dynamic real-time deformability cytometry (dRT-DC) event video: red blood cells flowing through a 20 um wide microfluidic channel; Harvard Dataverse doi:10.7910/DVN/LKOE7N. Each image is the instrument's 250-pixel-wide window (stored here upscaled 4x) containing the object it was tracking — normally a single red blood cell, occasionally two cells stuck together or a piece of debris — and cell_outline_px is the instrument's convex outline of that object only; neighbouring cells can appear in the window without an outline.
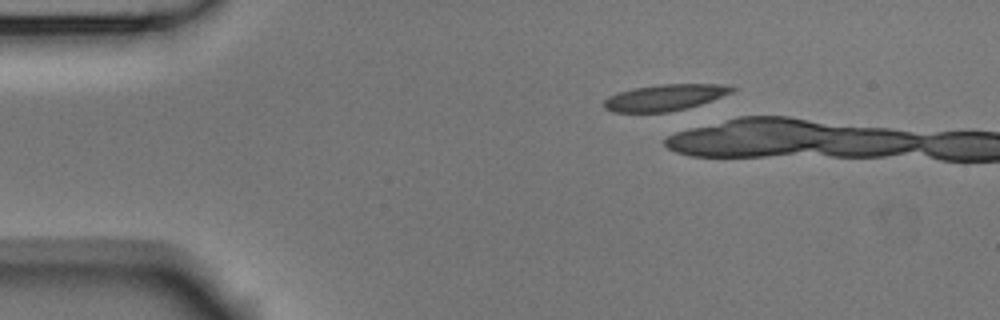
{"species": "Egyptian fruit bat (a non-hibernating species)", "species_latin": "Rousettus aegyptiacus", "temperature_condition": "room temperature", "stored_images_in_passage": 1, "camera_frame_rate_fps": 3000, "um_per_image_px": 0.085, "animal": {"sex": "male"}, "frame": {"image": 1, "passage_image": 1, "time_ms": 0.0, "image_size_px": [1000, 320], "cell_outline_px": [[736, 88], [732, 92], [712, 100], [688, 108], [668, 112], [612, 112], [604, 108], [604, 100], [608, 96], [632, 88], [660, 84], [724, 84]], "centroid_in_image_um": [56.5, 8.29], "position_along_channel_um": 28.5, "area_um2": 19.59}}